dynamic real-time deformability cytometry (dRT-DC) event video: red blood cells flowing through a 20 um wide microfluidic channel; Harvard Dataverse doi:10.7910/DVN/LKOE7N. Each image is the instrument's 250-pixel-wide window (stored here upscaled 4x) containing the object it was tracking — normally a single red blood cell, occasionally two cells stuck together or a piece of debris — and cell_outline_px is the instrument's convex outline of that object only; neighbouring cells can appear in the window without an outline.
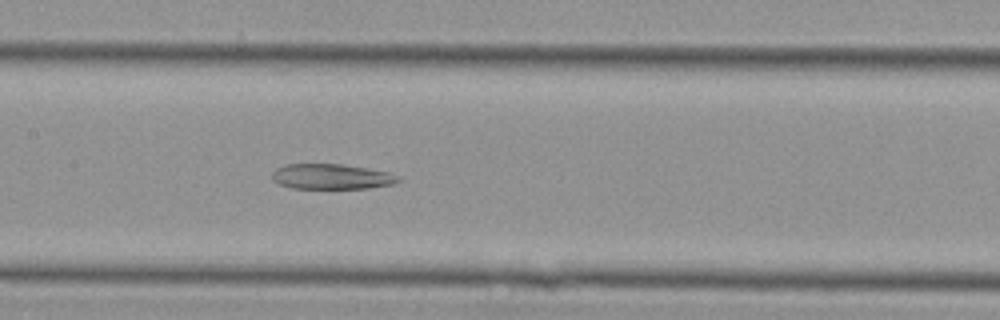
{"species": "Egyptian fruit bat (a non-hibernating species)", "species_latin": "Rousettus aegyptiacus", "temperature_condition": "cold", "stored_images_in_passage": 31, "camera_frame_rate_fps": 3000, "um_per_image_px": 0.085, "animal": {"sex": "female"}, "frame": {"image": 1, "passage_image": 9, "time_ms": 2.667, "image_size_px": [1000, 320], "cell_outline_px": [[400, 180], [392, 184], [368, 188], [292, 188], [280, 184], [272, 180], [272, 172], [276, 168], [288, 164], [340, 164], [368, 168], [388, 172], [400, 176]], "centroid_in_image_um": [28.17, 15.0], "position_along_channel_um": 179.2, "area_um2": 18.5}}
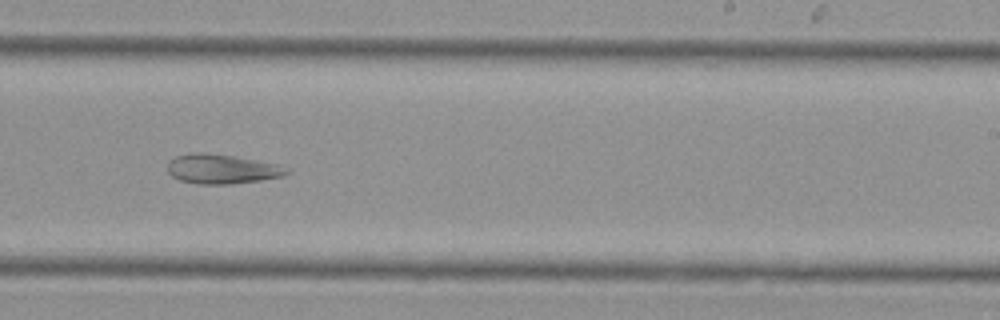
{"frame": {"image": 2, "passage_image": 15, "time_ms": 4.667, "image_size_px": [1000, 320], "cell_outline_px": [[292, 172], [284, 176], [260, 180], [232, 184], [200, 184], [180, 180], [172, 176], [168, 172], [168, 160], [176, 156], [192, 152], [200, 152], [232, 156], [276, 164], [292, 168]], "centroid_in_image_um": [18.88, 14.37], "position_along_channel_um": 270.1, "area_um2": 20.52}}
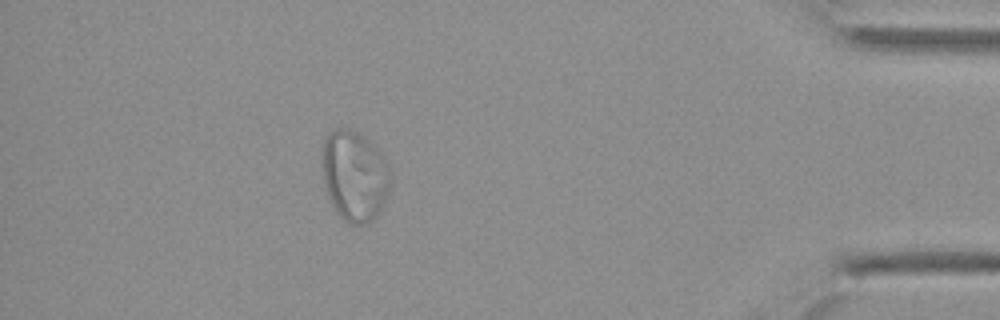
{"frame": {"image": 3, "passage_image": 27, "time_ms": 8.667, "image_size_px": [1000, 320], "cell_outline_px": [[392, 184], [380, 212], [372, 220], [364, 224], [352, 224], [344, 220], [336, 212], [328, 196], [324, 184], [320, 156], [324, 136], [328, 132], [336, 128], [348, 128], [364, 136], [384, 156], [388, 168]], "centroid_in_image_um": [30.11, 14.92], "position_along_channel_um": 405.1, "area_um2": 36.59}}